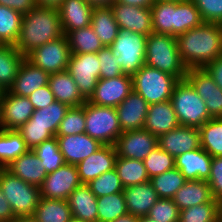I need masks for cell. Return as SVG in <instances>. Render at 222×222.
<instances>
[{
  "instance_id": "cell-16",
  "label": "cell",
  "mask_w": 222,
  "mask_h": 222,
  "mask_svg": "<svg viewBox=\"0 0 222 222\" xmlns=\"http://www.w3.org/2000/svg\"><path fill=\"white\" fill-rule=\"evenodd\" d=\"M119 29L149 36L153 33L152 14L150 8L124 5L115 2L110 6Z\"/></svg>"
},
{
  "instance_id": "cell-6",
  "label": "cell",
  "mask_w": 222,
  "mask_h": 222,
  "mask_svg": "<svg viewBox=\"0 0 222 222\" xmlns=\"http://www.w3.org/2000/svg\"><path fill=\"white\" fill-rule=\"evenodd\" d=\"M132 80L133 90L149 105L169 101L179 81L175 76L147 65L134 73Z\"/></svg>"
},
{
  "instance_id": "cell-9",
  "label": "cell",
  "mask_w": 222,
  "mask_h": 222,
  "mask_svg": "<svg viewBox=\"0 0 222 222\" xmlns=\"http://www.w3.org/2000/svg\"><path fill=\"white\" fill-rule=\"evenodd\" d=\"M146 40L145 35L119 29L110 48L117 55L118 64L124 74L133 75L145 65Z\"/></svg>"
},
{
  "instance_id": "cell-24",
  "label": "cell",
  "mask_w": 222,
  "mask_h": 222,
  "mask_svg": "<svg viewBox=\"0 0 222 222\" xmlns=\"http://www.w3.org/2000/svg\"><path fill=\"white\" fill-rule=\"evenodd\" d=\"M93 10L85 0H64L58 9L64 34L90 26Z\"/></svg>"
},
{
  "instance_id": "cell-37",
  "label": "cell",
  "mask_w": 222,
  "mask_h": 222,
  "mask_svg": "<svg viewBox=\"0 0 222 222\" xmlns=\"http://www.w3.org/2000/svg\"><path fill=\"white\" fill-rule=\"evenodd\" d=\"M66 36L71 54L98 53L104 47L91 26L70 31Z\"/></svg>"
},
{
  "instance_id": "cell-14",
  "label": "cell",
  "mask_w": 222,
  "mask_h": 222,
  "mask_svg": "<svg viewBox=\"0 0 222 222\" xmlns=\"http://www.w3.org/2000/svg\"><path fill=\"white\" fill-rule=\"evenodd\" d=\"M158 146V137L147 130L124 131L114 147L119 157L143 161Z\"/></svg>"
},
{
  "instance_id": "cell-25",
  "label": "cell",
  "mask_w": 222,
  "mask_h": 222,
  "mask_svg": "<svg viewBox=\"0 0 222 222\" xmlns=\"http://www.w3.org/2000/svg\"><path fill=\"white\" fill-rule=\"evenodd\" d=\"M123 194L127 212L137 217L147 216L152 206L159 199L150 181L125 187Z\"/></svg>"
},
{
  "instance_id": "cell-51",
  "label": "cell",
  "mask_w": 222,
  "mask_h": 222,
  "mask_svg": "<svg viewBox=\"0 0 222 222\" xmlns=\"http://www.w3.org/2000/svg\"><path fill=\"white\" fill-rule=\"evenodd\" d=\"M207 182L213 199L222 203V157H213Z\"/></svg>"
},
{
  "instance_id": "cell-48",
  "label": "cell",
  "mask_w": 222,
  "mask_h": 222,
  "mask_svg": "<svg viewBox=\"0 0 222 222\" xmlns=\"http://www.w3.org/2000/svg\"><path fill=\"white\" fill-rule=\"evenodd\" d=\"M97 56L100 61V79H110L124 74L118 64L117 55L110 47H103Z\"/></svg>"
},
{
  "instance_id": "cell-56",
  "label": "cell",
  "mask_w": 222,
  "mask_h": 222,
  "mask_svg": "<svg viewBox=\"0 0 222 222\" xmlns=\"http://www.w3.org/2000/svg\"><path fill=\"white\" fill-rule=\"evenodd\" d=\"M116 2L124 5H133L142 8H151L156 2L155 0H116Z\"/></svg>"
},
{
  "instance_id": "cell-41",
  "label": "cell",
  "mask_w": 222,
  "mask_h": 222,
  "mask_svg": "<svg viewBox=\"0 0 222 222\" xmlns=\"http://www.w3.org/2000/svg\"><path fill=\"white\" fill-rule=\"evenodd\" d=\"M185 181L184 175L176 167L150 178L158 197L167 199H172Z\"/></svg>"
},
{
  "instance_id": "cell-10",
  "label": "cell",
  "mask_w": 222,
  "mask_h": 222,
  "mask_svg": "<svg viewBox=\"0 0 222 222\" xmlns=\"http://www.w3.org/2000/svg\"><path fill=\"white\" fill-rule=\"evenodd\" d=\"M70 55L69 41L64 35L34 49L26 59L51 74L66 71Z\"/></svg>"
},
{
  "instance_id": "cell-46",
  "label": "cell",
  "mask_w": 222,
  "mask_h": 222,
  "mask_svg": "<svg viewBox=\"0 0 222 222\" xmlns=\"http://www.w3.org/2000/svg\"><path fill=\"white\" fill-rule=\"evenodd\" d=\"M87 185L97 198L124 190L115 168L91 180Z\"/></svg>"
},
{
  "instance_id": "cell-44",
  "label": "cell",
  "mask_w": 222,
  "mask_h": 222,
  "mask_svg": "<svg viewBox=\"0 0 222 222\" xmlns=\"http://www.w3.org/2000/svg\"><path fill=\"white\" fill-rule=\"evenodd\" d=\"M85 122V103L79 107H70L60 122L56 136L85 133Z\"/></svg>"
},
{
  "instance_id": "cell-2",
  "label": "cell",
  "mask_w": 222,
  "mask_h": 222,
  "mask_svg": "<svg viewBox=\"0 0 222 222\" xmlns=\"http://www.w3.org/2000/svg\"><path fill=\"white\" fill-rule=\"evenodd\" d=\"M64 35L58 10L36 7L23 15L14 47L26 57L34 49Z\"/></svg>"
},
{
  "instance_id": "cell-5",
  "label": "cell",
  "mask_w": 222,
  "mask_h": 222,
  "mask_svg": "<svg viewBox=\"0 0 222 222\" xmlns=\"http://www.w3.org/2000/svg\"><path fill=\"white\" fill-rule=\"evenodd\" d=\"M170 101L179 125L200 128L212 118L205 102L187 79L176 83Z\"/></svg>"
},
{
  "instance_id": "cell-64",
  "label": "cell",
  "mask_w": 222,
  "mask_h": 222,
  "mask_svg": "<svg viewBox=\"0 0 222 222\" xmlns=\"http://www.w3.org/2000/svg\"><path fill=\"white\" fill-rule=\"evenodd\" d=\"M4 92H5V91L0 87V99L3 98Z\"/></svg>"
},
{
  "instance_id": "cell-60",
  "label": "cell",
  "mask_w": 222,
  "mask_h": 222,
  "mask_svg": "<svg viewBox=\"0 0 222 222\" xmlns=\"http://www.w3.org/2000/svg\"><path fill=\"white\" fill-rule=\"evenodd\" d=\"M10 222H37L33 216L14 217Z\"/></svg>"
},
{
  "instance_id": "cell-21",
  "label": "cell",
  "mask_w": 222,
  "mask_h": 222,
  "mask_svg": "<svg viewBox=\"0 0 222 222\" xmlns=\"http://www.w3.org/2000/svg\"><path fill=\"white\" fill-rule=\"evenodd\" d=\"M149 104L134 90L116 107L119 124L124 131L143 129Z\"/></svg>"
},
{
  "instance_id": "cell-12",
  "label": "cell",
  "mask_w": 222,
  "mask_h": 222,
  "mask_svg": "<svg viewBox=\"0 0 222 222\" xmlns=\"http://www.w3.org/2000/svg\"><path fill=\"white\" fill-rule=\"evenodd\" d=\"M81 184L77 166L65 163L59 169L47 174L40 186V196L46 199L67 200Z\"/></svg>"
},
{
  "instance_id": "cell-4",
  "label": "cell",
  "mask_w": 222,
  "mask_h": 222,
  "mask_svg": "<svg viewBox=\"0 0 222 222\" xmlns=\"http://www.w3.org/2000/svg\"><path fill=\"white\" fill-rule=\"evenodd\" d=\"M145 52V65L178 80L186 79L188 69L181 60L175 36L151 33L147 36Z\"/></svg>"
},
{
  "instance_id": "cell-18",
  "label": "cell",
  "mask_w": 222,
  "mask_h": 222,
  "mask_svg": "<svg viewBox=\"0 0 222 222\" xmlns=\"http://www.w3.org/2000/svg\"><path fill=\"white\" fill-rule=\"evenodd\" d=\"M158 146L174 158L187 151L200 148L199 128L179 125L158 137Z\"/></svg>"
},
{
  "instance_id": "cell-59",
  "label": "cell",
  "mask_w": 222,
  "mask_h": 222,
  "mask_svg": "<svg viewBox=\"0 0 222 222\" xmlns=\"http://www.w3.org/2000/svg\"><path fill=\"white\" fill-rule=\"evenodd\" d=\"M112 222H138V217L127 213L123 216L118 217L115 221Z\"/></svg>"
},
{
  "instance_id": "cell-65",
  "label": "cell",
  "mask_w": 222,
  "mask_h": 222,
  "mask_svg": "<svg viewBox=\"0 0 222 222\" xmlns=\"http://www.w3.org/2000/svg\"><path fill=\"white\" fill-rule=\"evenodd\" d=\"M155 1H176V2H180V1H183V0H155Z\"/></svg>"
},
{
  "instance_id": "cell-38",
  "label": "cell",
  "mask_w": 222,
  "mask_h": 222,
  "mask_svg": "<svg viewBox=\"0 0 222 222\" xmlns=\"http://www.w3.org/2000/svg\"><path fill=\"white\" fill-rule=\"evenodd\" d=\"M199 131L201 148L212 157H222V118H211Z\"/></svg>"
},
{
  "instance_id": "cell-15",
  "label": "cell",
  "mask_w": 222,
  "mask_h": 222,
  "mask_svg": "<svg viewBox=\"0 0 222 222\" xmlns=\"http://www.w3.org/2000/svg\"><path fill=\"white\" fill-rule=\"evenodd\" d=\"M186 79L205 102L212 118H222V90L203 68H189Z\"/></svg>"
},
{
  "instance_id": "cell-54",
  "label": "cell",
  "mask_w": 222,
  "mask_h": 222,
  "mask_svg": "<svg viewBox=\"0 0 222 222\" xmlns=\"http://www.w3.org/2000/svg\"><path fill=\"white\" fill-rule=\"evenodd\" d=\"M0 5L12 8L22 15L37 7L35 0H0Z\"/></svg>"
},
{
  "instance_id": "cell-31",
  "label": "cell",
  "mask_w": 222,
  "mask_h": 222,
  "mask_svg": "<svg viewBox=\"0 0 222 222\" xmlns=\"http://www.w3.org/2000/svg\"><path fill=\"white\" fill-rule=\"evenodd\" d=\"M90 26L104 47H110L119 33V26L110 7L94 8Z\"/></svg>"
},
{
  "instance_id": "cell-22",
  "label": "cell",
  "mask_w": 222,
  "mask_h": 222,
  "mask_svg": "<svg viewBox=\"0 0 222 222\" xmlns=\"http://www.w3.org/2000/svg\"><path fill=\"white\" fill-rule=\"evenodd\" d=\"M213 157L203 148L187 151L175 158V167L186 180H205L210 176Z\"/></svg>"
},
{
  "instance_id": "cell-19",
  "label": "cell",
  "mask_w": 222,
  "mask_h": 222,
  "mask_svg": "<svg viewBox=\"0 0 222 222\" xmlns=\"http://www.w3.org/2000/svg\"><path fill=\"white\" fill-rule=\"evenodd\" d=\"M117 154L114 145H103L76 166L82 184H88L103 173L115 168Z\"/></svg>"
},
{
  "instance_id": "cell-30",
  "label": "cell",
  "mask_w": 222,
  "mask_h": 222,
  "mask_svg": "<svg viewBox=\"0 0 222 222\" xmlns=\"http://www.w3.org/2000/svg\"><path fill=\"white\" fill-rule=\"evenodd\" d=\"M213 199L210 186L205 180H186L172 198L179 211Z\"/></svg>"
},
{
  "instance_id": "cell-50",
  "label": "cell",
  "mask_w": 222,
  "mask_h": 222,
  "mask_svg": "<svg viewBox=\"0 0 222 222\" xmlns=\"http://www.w3.org/2000/svg\"><path fill=\"white\" fill-rule=\"evenodd\" d=\"M203 22L222 23V0H192Z\"/></svg>"
},
{
  "instance_id": "cell-62",
  "label": "cell",
  "mask_w": 222,
  "mask_h": 222,
  "mask_svg": "<svg viewBox=\"0 0 222 222\" xmlns=\"http://www.w3.org/2000/svg\"><path fill=\"white\" fill-rule=\"evenodd\" d=\"M68 222H86V221H83V220L80 219V218H77V217L72 216V217L68 220Z\"/></svg>"
},
{
  "instance_id": "cell-61",
  "label": "cell",
  "mask_w": 222,
  "mask_h": 222,
  "mask_svg": "<svg viewBox=\"0 0 222 222\" xmlns=\"http://www.w3.org/2000/svg\"><path fill=\"white\" fill-rule=\"evenodd\" d=\"M138 222H157L155 220H152L148 216L138 217Z\"/></svg>"
},
{
  "instance_id": "cell-3",
  "label": "cell",
  "mask_w": 222,
  "mask_h": 222,
  "mask_svg": "<svg viewBox=\"0 0 222 222\" xmlns=\"http://www.w3.org/2000/svg\"><path fill=\"white\" fill-rule=\"evenodd\" d=\"M151 9L153 33L177 37L203 23L192 0L156 1Z\"/></svg>"
},
{
  "instance_id": "cell-13",
  "label": "cell",
  "mask_w": 222,
  "mask_h": 222,
  "mask_svg": "<svg viewBox=\"0 0 222 222\" xmlns=\"http://www.w3.org/2000/svg\"><path fill=\"white\" fill-rule=\"evenodd\" d=\"M132 91V75L123 74L110 79H99L87 101L94 105L116 108Z\"/></svg>"
},
{
  "instance_id": "cell-11",
  "label": "cell",
  "mask_w": 222,
  "mask_h": 222,
  "mask_svg": "<svg viewBox=\"0 0 222 222\" xmlns=\"http://www.w3.org/2000/svg\"><path fill=\"white\" fill-rule=\"evenodd\" d=\"M97 53L71 54L66 71L74 79L81 95L88 100L100 79Z\"/></svg>"
},
{
  "instance_id": "cell-8",
  "label": "cell",
  "mask_w": 222,
  "mask_h": 222,
  "mask_svg": "<svg viewBox=\"0 0 222 222\" xmlns=\"http://www.w3.org/2000/svg\"><path fill=\"white\" fill-rule=\"evenodd\" d=\"M85 133L103 145H114L122 133L116 108L85 102Z\"/></svg>"
},
{
  "instance_id": "cell-28",
  "label": "cell",
  "mask_w": 222,
  "mask_h": 222,
  "mask_svg": "<svg viewBox=\"0 0 222 222\" xmlns=\"http://www.w3.org/2000/svg\"><path fill=\"white\" fill-rule=\"evenodd\" d=\"M48 84L55 100L69 107H79L87 101L81 95L77 84L67 71L51 73Z\"/></svg>"
},
{
  "instance_id": "cell-36",
  "label": "cell",
  "mask_w": 222,
  "mask_h": 222,
  "mask_svg": "<svg viewBox=\"0 0 222 222\" xmlns=\"http://www.w3.org/2000/svg\"><path fill=\"white\" fill-rule=\"evenodd\" d=\"M115 169L124 188L150 181L146 167L141 160L117 156Z\"/></svg>"
},
{
  "instance_id": "cell-33",
  "label": "cell",
  "mask_w": 222,
  "mask_h": 222,
  "mask_svg": "<svg viewBox=\"0 0 222 222\" xmlns=\"http://www.w3.org/2000/svg\"><path fill=\"white\" fill-rule=\"evenodd\" d=\"M33 217L37 222H68L72 212L67 200L41 197Z\"/></svg>"
},
{
  "instance_id": "cell-47",
  "label": "cell",
  "mask_w": 222,
  "mask_h": 222,
  "mask_svg": "<svg viewBox=\"0 0 222 222\" xmlns=\"http://www.w3.org/2000/svg\"><path fill=\"white\" fill-rule=\"evenodd\" d=\"M147 216L157 222H179V209L172 199L159 198Z\"/></svg>"
},
{
  "instance_id": "cell-58",
  "label": "cell",
  "mask_w": 222,
  "mask_h": 222,
  "mask_svg": "<svg viewBox=\"0 0 222 222\" xmlns=\"http://www.w3.org/2000/svg\"><path fill=\"white\" fill-rule=\"evenodd\" d=\"M93 8L110 7L116 0H85Z\"/></svg>"
},
{
  "instance_id": "cell-17",
  "label": "cell",
  "mask_w": 222,
  "mask_h": 222,
  "mask_svg": "<svg viewBox=\"0 0 222 222\" xmlns=\"http://www.w3.org/2000/svg\"><path fill=\"white\" fill-rule=\"evenodd\" d=\"M33 112V106L27 97L5 91L1 102L2 129L17 130L28 122Z\"/></svg>"
},
{
  "instance_id": "cell-49",
  "label": "cell",
  "mask_w": 222,
  "mask_h": 222,
  "mask_svg": "<svg viewBox=\"0 0 222 222\" xmlns=\"http://www.w3.org/2000/svg\"><path fill=\"white\" fill-rule=\"evenodd\" d=\"M17 132L22 136L24 142L30 150L40 145L43 141L54 137L46 127L31 126V121L23 124L17 129Z\"/></svg>"
},
{
  "instance_id": "cell-34",
  "label": "cell",
  "mask_w": 222,
  "mask_h": 222,
  "mask_svg": "<svg viewBox=\"0 0 222 222\" xmlns=\"http://www.w3.org/2000/svg\"><path fill=\"white\" fill-rule=\"evenodd\" d=\"M69 108L66 104L55 101L46 108L34 110L28 121H31V126L46 127L53 136H56L60 122Z\"/></svg>"
},
{
  "instance_id": "cell-26",
  "label": "cell",
  "mask_w": 222,
  "mask_h": 222,
  "mask_svg": "<svg viewBox=\"0 0 222 222\" xmlns=\"http://www.w3.org/2000/svg\"><path fill=\"white\" fill-rule=\"evenodd\" d=\"M5 169L24 182L37 187L42 185L47 176L44 166L33 150L17 157Z\"/></svg>"
},
{
  "instance_id": "cell-52",
  "label": "cell",
  "mask_w": 222,
  "mask_h": 222,
  "mask_svg": "<svg viewBox=\"0 0 222 222\" xmlns=\"http://www.w3.org/2000/svg\"><path fill=\"white\" fill-rule=\"evenodd\" d=\"M27 98L32 104L34 110L46 108L48 105L56 101L49 84L38 88Z\"/></svg>"
},
{
  "instance_id": "cell-57",
  "label": "cell",
  "mask_w": 222,
  "mask_h": 222,
  "mask_svg": "<svg viewBox=\"0 0 222 222\" xmlns=\"http://www.w3.org/2000/svg\"><path fill=\"white\" fill-rule=\"evenodd\" d=\"M64 0H35L37 7L59 9Z\"/></svg>"
},
{
  "instance_id": "cell-63",
  "label": "cell",
  "mask_w": 222,
  "mask_h": 222,
  "mask_svg": "<svg viewBox=\"0 0 222 222\" xmlns=\"http://www.w3.org/2000/svg\"><path fill=\"white\" fill-rule=\"evenodd\" d=\"M1 102H2V99H0V130L2 129V122H1Z\"/></svg>"
},
{
  "instance_id": "cell-27",
  "label": "cell",
  "mask_w": 222,
  "mask_h": 222,
  "mask_svg": "<svg viewBox=\"0 0 222 222\" xmlns=\"http://www.w3.org/2000/svg\"><path fill=\"white\" fill-rule=\"evenodd\" d=\"M179 126L171 101L149 105L144 130L159 137Z\"/></svg>"
},
{
  "instance_id": "cell-45",
  "label": "cell",
  "mask_w": 222,
  "mask_h": 222,
  "mask_svg": "<svg viewBox=\"0 0 222 222\" xmlns=\"http://www.w3.org/2000/svg\"><path fill=\"white\" fill-rule=\"evenodd\" d=\"M149 178L162 174L175 167V158L168 152L155 147L143 160Z\"/></svg>"
},
{
  "instance_id": "cell-7",
  "label": "cell",
  "mask_w": 222,
  "mask_h": 222,
  "mask_svg": "<svg viewBox=\"0 0 222 222\" xmlns=\"http://www.w3.org/2000/svg\"><path fill=\"white\" fill-rule=\"evenodd\" d=\"M0 187L15 217L33 216L41 198L40 187L24 182L5 168H0Z\"/></svg>"
},
{
  "instance_id": "cell-42",
  "label": "cell",
  "mask_w": 222,
  "mask_h": 222,
  "mask_svg": "<svg viewBox=\"0 0 222 222\" xmlns=\"http://www.w3.org/2000/svg\"><path fill=\"white\" fill-rule=\"evenodd\" d=\"M23 15L0 5V44L14 45L18 39Z\"/></svg>"
},
{
  "instance_id": "cell-40",
  "label": "cell",
  "mask_w": 222,
  "mask_h": 222,
  "mask_svg": "<svg viewBox=\"0 0 222 222\" xmlns=\"http://www.w3.org/2000/svg\"><path fill=\"white\" fill-rule=\"evenodd\" d=\"M98 222H112L127 214L123 192L97 198Z\"/></svg>"
},
{
  "instance_id": "cell-55",
  "label": "cell",
  "mask_w": 222,
  "mask_h": 222,
  "mask_svg": "<svg viewBox=\"0 0 222 222\" xmlns=\"http://www.w3.org/2000/svg\"><path fill=\"white\" fill-rule=\"evenodd\" d=\"M13 211L0 187V222H10L14 218Z\"/></svg>"
},
{
  "instance_id": "cell-23",
  "label": "cell",
  "mask_w": 222,
  "mask_h": 222,
  "mask_svg": "<svg viewBox=\"0 0 222 222\" xmlns=\"http://www.w3.org/2000/svg\"><path fill=\"white\" fill-rule=\"evenodd\" d=\"M49 75L25 58L8 91L17 96L28 97L38 88L48 85Z\"/></svg>"
},
{
  "instance_id": "cell-32",
  "label": "cell",
  "mask_w": 222,
  "mask_h": 222,
  "mask_svg": "<svg viewBox=\"0 0 222 222\" xmlns=\"http://www.w3.org/2000/svg\"><path fill=\"white\" fill-rule=\"evenodd\" d=\"M26 57L14 45L0 44V87L7 91Z\"/></svg>"
},
{
  "instance_id": "cell-1",
  "label": "cell",
  "mask_w": 222,
  "mask_h": 222,
  "mask_svg": "<svg viewBox=\"0 0 222 222\" xmlns=\"http://www.w3.org/2000/svg\"><path fill=\"white\" fill-rule=\"evenodd\" d=\"M183 64L203 68L222 54V30L219 23L203 22L176 37Z\"/></svg>"
},
{
  "instance_id": "cell-20",
  "label": "cell",
  "mask_w": 222,
  "mask_h": 222,
  "mask_svg": "<svg viewBox=\"0 0 222 222\" xmlns=\"http://www.w3.org/2000/svg\"><path fill=\"white\" fill-rule=\"evenodd\" d=\"M56 137L66 164L77 165L103 146L86 133Z\"/></svg>"
},
{
  "instance_id": "cell-29",
  "label": "cell",
  "mask_w": 222,
  "mask_h": 222,
  "mask_svg": "<svg viewBox=\"0 0 222 222\" xmlns=\"http://www.w3.org/2000/svg\"><path fill=\"white\" fill-rule=\"evenodd\" d=\"M72 216L86 222H98L97 197L87 184L78 186L68 197Z\"/></svg>"
},
{
  "instance_id": "cell-43",
  "label": "cell",
  "mask_w": 222,
  "mask_h": 222,
  "mask_svg": "<svg viewBox=\"0 0 222 222\" xmlns=\"http://www.w3.org/2000/svg\"><path fill=\"white\" fill-rule=\"evenodd\" d=\"M33 151L41 161L47 174L54 172L65 164L56 136L43 141Z\"/></svg>"
},
{
  "instance_id": "cell-39",
  "label": "cell",
  "mask_w": 222,
  "mask_h": 222,
  "mask_svg": "<svg viewBox=\"0 0 222 222\" xmlns=\"http://www.w3.org/2000/svg\"><path fill=\"white\" fill-rule=\"evenodd\" d=\"M179 222H221V202L212 199L183 209L179 211Z\"/></svg>"
},
{
  "instance_id": "cell-66",
  "label": "cell",
  "mask_w": 222,
  "mask_h": 222,
  "mask_svg": "<svg viewBox=\"0 0 222 222\" xmlns=\"http://www.w3.org/2000/svg\"><path fill=\"white\" fill-rule=\"evenodd\" d=\"M221 222H222V203H221Z\"/></svg>"
},
{
  "instance_id": "cell-35",
  "label": "cell",
  "mask_w": 222,
  "mask_h": 222,
  "mask_svg": "<svg viewBox=\"0 0 222 222\" xmlns=\"http://www.w3.org/2000/svg\"><path fill=\"white\" fill-rule=\"evenodd\" d=\"M29 150L17 130H0V168H5Z\"/></svg>"
},
{
  "instance_id": "cell-53",
  "label": "cell",
  "mask_w": 222,
  "mask_h": 222,
  "mask_svg": "<svg viewBox=\"0 0 222 222\" xmlns=\"http://www.w3.org/2000/svg\"><path fill=\"white\" fill-rule=\"evenodd\" d=\"M203 69L210 75L216 85L222 90V54L209 62Z\"/></svg>"
}]
</instances>
